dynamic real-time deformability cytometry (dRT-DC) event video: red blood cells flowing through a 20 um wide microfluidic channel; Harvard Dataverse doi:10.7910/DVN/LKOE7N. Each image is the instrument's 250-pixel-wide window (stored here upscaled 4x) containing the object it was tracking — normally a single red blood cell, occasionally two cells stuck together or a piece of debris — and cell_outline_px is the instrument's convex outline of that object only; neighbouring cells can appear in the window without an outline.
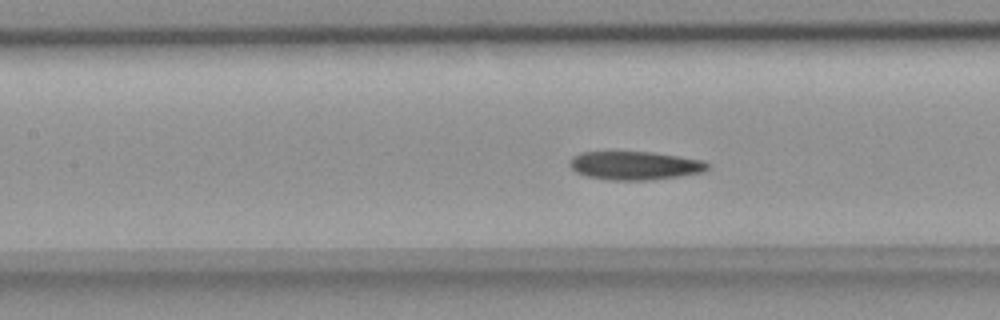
{"species": "common noctule bat (a hibernating species)", "species_latin": "Nyctalus noctula", "temperature_condition": "room temperature", "stored_images_in_passage": 36, "camera_frame_rate_fps": 3000, "um_per_image_px": 0.085, "animal": {"sex": "female", "body_mass_g": 18.4}, "frame": {"image": 1, "passage_image": 12, "time_ms": 3.667, "image_size_px": [1000, 320], "cell_outline_px": [[708, 168], [704, 172], [680, 176], [648, 180], [612, 180], [588, 176], [576, 172], [568, 164], [568, 160], [572, 156], [580, 152], [652, 152], [704, 160], [708, 164]], "centroid_in_image_um": [53.95, 14.06], "position_along_channel_um": 153.4, "area_um2": 22.89}}
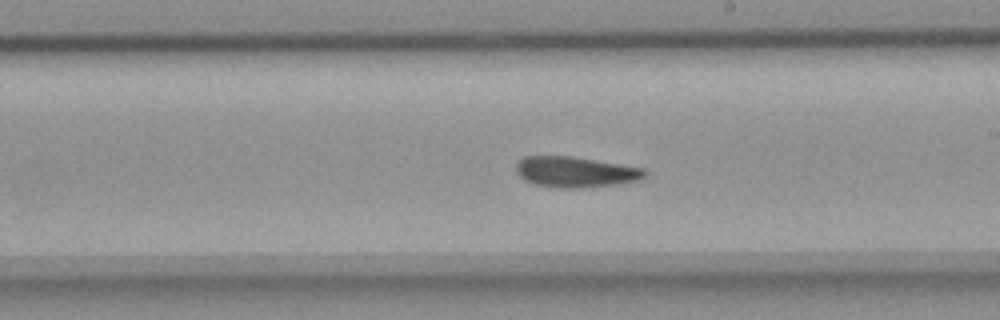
{"frame": {"image": 2, "passage_image": 19, "time_ms": 6.0, "image_size_px": [1000, 320], "cell_outline_px": [[648, 172], [640, 180], [616, 184], [584, 188], [556, 188], [532, 184], [524, 180], [516, 172], [516, 164], [524, 156], [572, 156], [644, 168]], "centroid_in_image_um": [48.9, 14.62], "position_along_channel_um": 240.1, "area_um2": 23.18}}
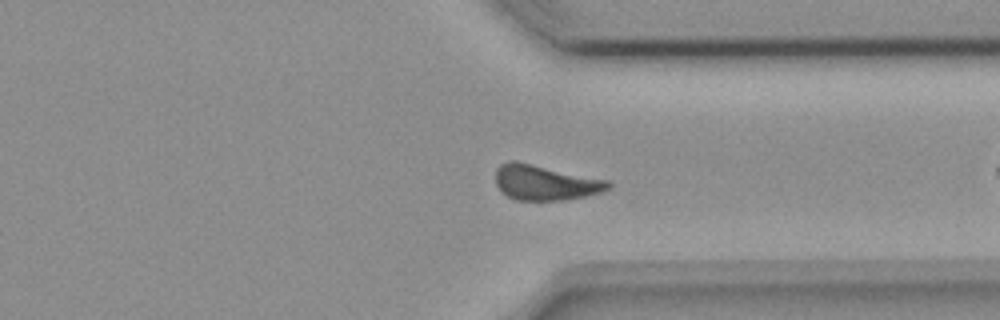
{"frame": {"image": 3, "passage_image": 29, "time_ms": 9.333, "image_size_px": [1000, 320], "cell_outline_px": [[612, 188], [600, 192], [584, 196], [564, 200], [516, 200], [508, 196], [496, 184], [496, 168], [500, 164], [508, 160], [516, 160], [608, 180], [612, 184]], "centroid_in_image_um": [46.34, 15.5], "position_along_channel_um": 365.1, "area_um2": 23.12}, "authors_computed_cell_mechanics": {"area_um2": 22.7154, "velocity_mm_per_s": 3.7307, "shape_relaxation_time_tau1_ms": 9.324, "shape_relaxation_time_tau2_ms": 3.0643, "deformation_change_tau1": 0.1596, "deformation_change_tau2": 0.072}}